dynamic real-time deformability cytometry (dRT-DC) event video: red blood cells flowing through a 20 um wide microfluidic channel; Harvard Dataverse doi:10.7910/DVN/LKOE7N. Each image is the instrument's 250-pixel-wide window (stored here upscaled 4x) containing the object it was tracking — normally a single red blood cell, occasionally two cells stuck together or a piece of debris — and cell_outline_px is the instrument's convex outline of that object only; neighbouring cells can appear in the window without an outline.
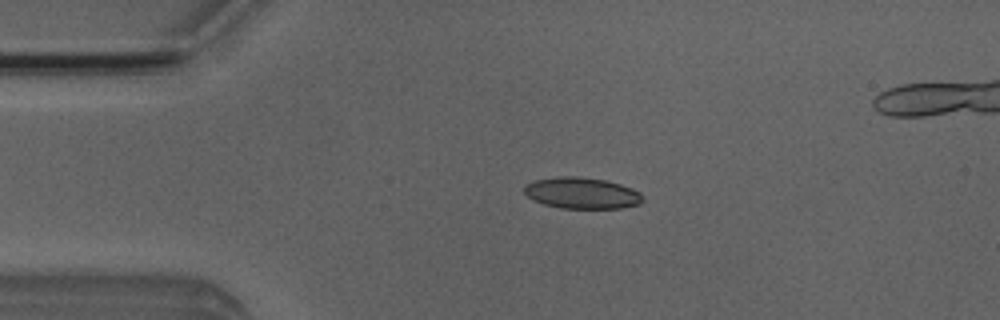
{"species": "Egyptian fruit bat (a non-hibernating species)", "species_latin": "Rousettus aegyptiacus", "temperature_condition": "room temperature", "stored_images_in_passage": 5, "camera_frame_rate_fps": 3000, "um_per_image_px": 0.085, "animal": {"sex": "male"}, "frame": {"image": 1, "passage_image": 3, "time_ms": 2.333, "image_size_px": [1000, 320], "cell_outline_px": [[644, 200], [640, 204], [624, 208], [560, 208], [544, 204], [532, 200], [524, 192], [524, 184], [532, 180], [556, 176], [576, 176], [604, 180], [620, 184], [632, 188], [640, 192], [644, 196]], "centroid_in_image_um": [49.45, 16.41], "position_along_channel_um": 35.6, "area_um2": 21.91}}